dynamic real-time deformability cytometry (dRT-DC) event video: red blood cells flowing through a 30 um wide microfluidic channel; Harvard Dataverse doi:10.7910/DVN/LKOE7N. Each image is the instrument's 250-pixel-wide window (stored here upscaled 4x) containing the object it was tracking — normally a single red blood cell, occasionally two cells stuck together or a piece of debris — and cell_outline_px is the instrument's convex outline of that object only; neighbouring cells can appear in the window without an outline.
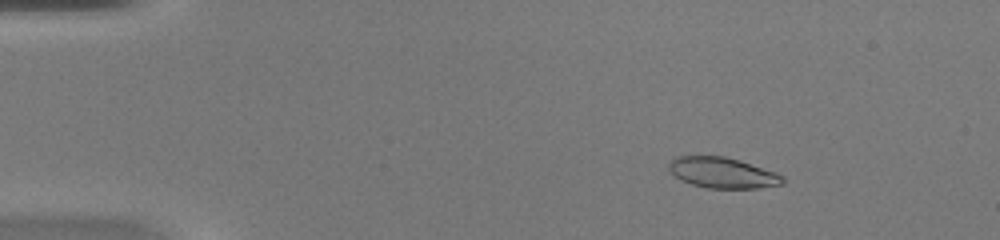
{"species": "common noctule bat (a hibernating species)", "species_latin": "Nyctalus noctula", "temperature_condition": "warm", "stored_images_in_passage": 49, "camera_frame_rate_fps": 3000, "um_per_image_px": 0.085, "animal": {"sex": "female", "body_mass_g": 20.0, "forearm_length_mm": 54.0}, "frame": {"image": 1, "passage_image": 7, "time_ms": 2.0, "image_size_px": [1000, 240], "cell_outline_px": [[784, 184], [760, 188], [708, 188], [692, 184], [680, 180], [668, 168], [668, 164], [676, 156], [724, 156], [776, 172], [784, 176]], "centroid_in_image_um": [61.43, 14.69], "position_along_channel_um": 23.6, "area_um2": 20.23}}
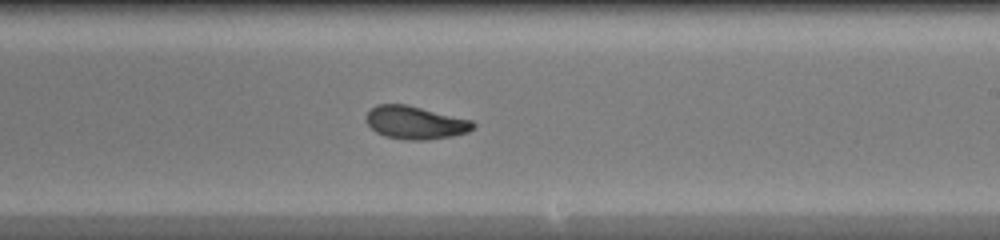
{"frame": {"image": 2, "passage_image": 30, "time_ms": 9.667, "image_size_px": [1000, 240], "cell_outline_px": [[476, 124], [468, 132], [452, 136], [428, 140], [404, 140], [384, 136], [376, 132], [364, 120], [364, 116], [376, 104], [404, 104], [472, 120]], "centroid_in_image_um": [35.27, 10.43], "position_along_channel_um": 253.7, "area_um2": 20.58}}
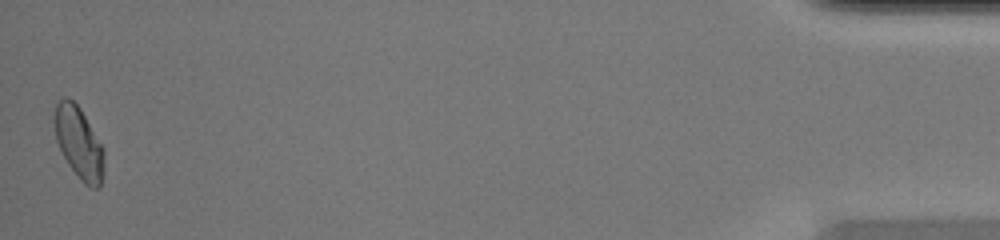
{"frame": {"image": 3, "passage_image": 49, "time_ms": 16.0, "image_size_px": [1000, 240], "cell_outline_px": [[104, 176], [100, 188], [92, 188], [84, 184], [80, 180], [68, 164], [56, 140], [52, 120], [52, 116], [56, 104], [64, 96], [68, 96], [80, 108], [104, 148]], "centroid_in_image_um": [6.7, 12.14], "position_along_channel_um": 428.5, "area_um2": 21.21}, "authors_computed_cell_mechanics": {"area_um2": 20.7502, "velocity_mm_per_s": 4.1786, "shape_relaxation_time_tau1_ms": 6.5101, "shape_relaxation_time_tau2_ms": 1.4742, "deformation_change_tau1": 0.1906, "deformation_change_tau2": 0.0584}}